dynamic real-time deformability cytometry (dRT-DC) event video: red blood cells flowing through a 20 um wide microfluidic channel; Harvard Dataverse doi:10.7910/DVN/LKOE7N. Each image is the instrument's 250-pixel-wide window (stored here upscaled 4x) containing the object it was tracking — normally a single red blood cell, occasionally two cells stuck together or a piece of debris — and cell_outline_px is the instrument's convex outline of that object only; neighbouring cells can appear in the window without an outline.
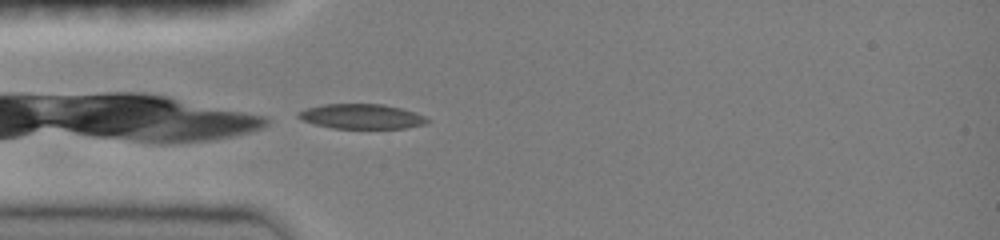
{"species": "common noctule bat (a hibernating species)", "species_latin": "Nyctalus noctula", "temperature_condition": "room temperature", "stored_images_in_passage": 14, "camera_frame_rate_fps": 3000, "um_per_image_px": 0.085, "animal": {"sex": "female", "body_mass_g": 19.0, "forearm_length_mm": 51.5}, "frame": {"image": 1, "passage_image": 1, "time_ms": 0.0, "image_size_px": [1000, 240], "cell_outline_px": [[432, 120], [424, 124], [404, 128], [332, 128], [316, 124], [304, 120], [296, 116], [296, 112], [304, 108], [324, 104], [384, 104], [416, 112]], "centroid_in_image_um": [30.72, 9.89], "position_along_channel_um": 54.3, "area_um2": 18.67}}
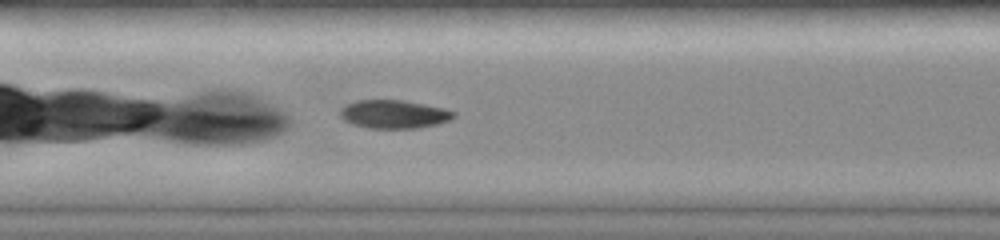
{"frame": {"image": 2, "passage_image": 10, "time_ms": 3.0, "image_size_px": [1000, 240], "cell_outline_px": [[456, 116], [452, 120], [420, 128], [368, 128], [352, 124], [344, 120], [340, 116], [340, 108], [344, 104], [356, 100], [404, 100], [444, 108], [456, 112]], "centroid_in_image_um": [33.48, 9.7], "position_along_channel_um": 173.9, "area_um2": 19.02}}
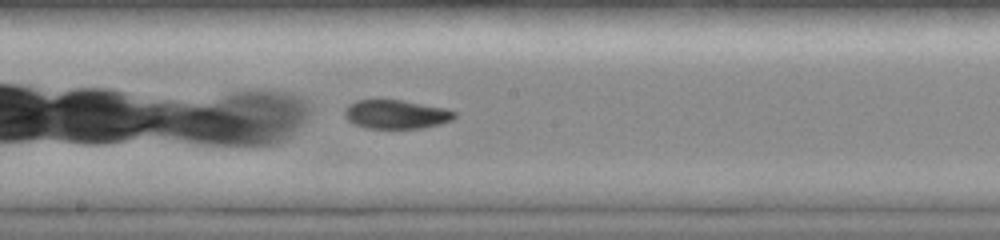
{"frame": {"image": 3, "passage_image": 13, "time_ms": 4.0, "image_size_px": [1000, 240], "cell_outline_px": [[456, 116], [452, 120], [440, 124], [424, 128], [368, 128], [356, 124], [348, 120], [344, 116], [344, 108], [348, 104], [356, 100], [404, 100], [448, 108], [456, 112]], "centroid_in_image_um": [33.7, 9.7], "position_along_channel_um": 214.5, "area_um2": 18.67}}